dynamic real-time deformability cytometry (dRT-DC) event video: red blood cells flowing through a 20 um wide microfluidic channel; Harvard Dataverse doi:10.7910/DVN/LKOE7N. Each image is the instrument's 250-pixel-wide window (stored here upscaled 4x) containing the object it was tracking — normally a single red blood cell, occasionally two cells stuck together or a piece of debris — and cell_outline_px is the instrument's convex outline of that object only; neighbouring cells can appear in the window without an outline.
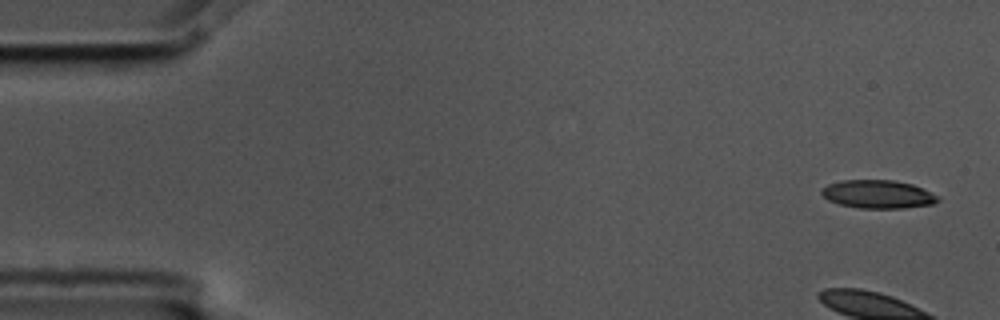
{"species": "common noctule bat (a hibernating species)", "species_latin": "Nyctalus noctula", "temperature_condition": "cold", "stored_images_in_passage": 7, "camera_frame_rate_fps": 3000, "um_per_image_px": 0.085, "animal": {"sex": "male", "body_mass_g": 17.5, "forearm_length_mm": 52.3}, "frame": {"image": 1, "passage_image": 1, "time_ms": 0.0, "image_size_px": [1000, 320], "cell_outline_px": [[940, 200], [932, 204], [904, 208], [860, 208], [840, 204], [828, 200], [820, 192], [820, 188], [828, 184], [840, 180], [892, 180], [912, 184], [940, 196]], "centroid_in_image_um": [74.61, 16.5], "position_along_channel_um": 10.4, "area_um2": 19.19}}